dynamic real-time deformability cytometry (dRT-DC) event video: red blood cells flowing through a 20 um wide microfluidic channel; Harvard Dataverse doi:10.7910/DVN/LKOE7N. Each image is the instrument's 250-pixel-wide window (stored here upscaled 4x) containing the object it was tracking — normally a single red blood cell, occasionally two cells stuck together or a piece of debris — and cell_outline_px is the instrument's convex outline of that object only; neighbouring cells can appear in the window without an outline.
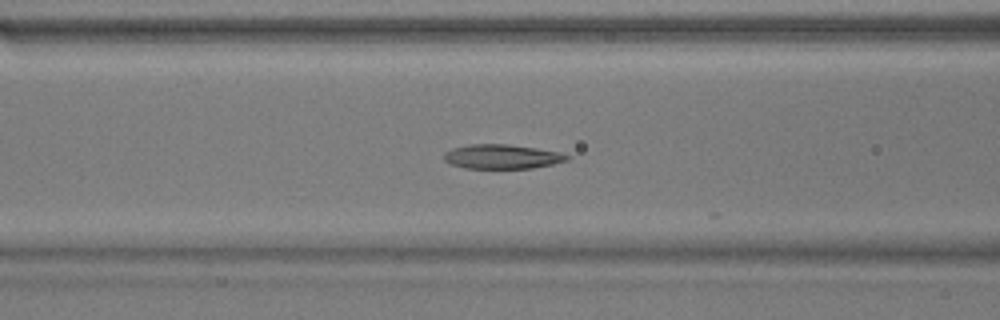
{"species": "common noctule bat (a hibernating species)", "species_latin": "Nyctalus noctula", "temperature_condition": "warm", "stored_images_in_passage": 26, "camera_frame_rate_fps": 3000, "um_per_image_px": 0.085, "animal": {"sex": "male", "body_mass_g": 17.9}, "frame": {"image": 1, "passage_image": 22, "time_ms": 7.0, "image_size_px": [1000, 320], "cell_outline_px": [[572, 156], [568, 160], [552, 164], [532, 168], [464, 168], [452, 164], [444, 160], [444, 152], [452, 148], [468, 144], [508, 144], [536, 148], [560, 152]], "centroid_in_image_um": [42.68, 13.3], "position_along_channel_um": 123.9, "area_um2": 17.51}}